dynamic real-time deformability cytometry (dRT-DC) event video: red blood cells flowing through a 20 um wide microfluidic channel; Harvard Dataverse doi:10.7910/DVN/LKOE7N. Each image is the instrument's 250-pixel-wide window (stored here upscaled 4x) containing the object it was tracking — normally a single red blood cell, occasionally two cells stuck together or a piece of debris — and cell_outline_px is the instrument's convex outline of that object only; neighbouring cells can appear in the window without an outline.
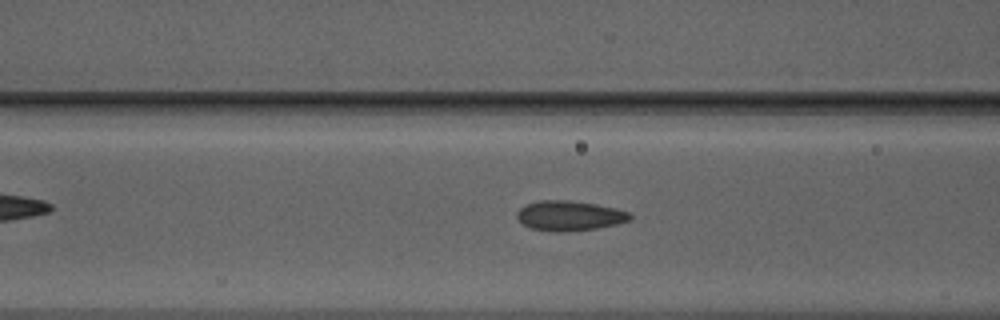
{"species": "Egyptian fruit bat (a non-hibernating species)", "species_latin": "Rousettus aegyptiacus", "temperature_condition": "warm", "stored_images_in_passage": 40, "camera_frame_rate_fps": 3000, "um_per_image_px": 0.085, "animal": {"sex": "male"}, "frame": {"image": 1, "passage_image": 20, "time_ms": 6.333, "image_size_px": [1000, 320], "cell_outline_px": [[632, 216], [628, 220], [616, 224], [596, 228], [560, 232], [556, 232], [532, 228], [524, 224], [516, 216], [516, 212], [520, 208], [528, 204], [540, 200], [568, 200], [596, 204], [616, 208], [628, 212]], "centroid_in_image_um": [48.39, 18.33], "position_along_channel_um": 118.2, "area_um2": 19.42}}
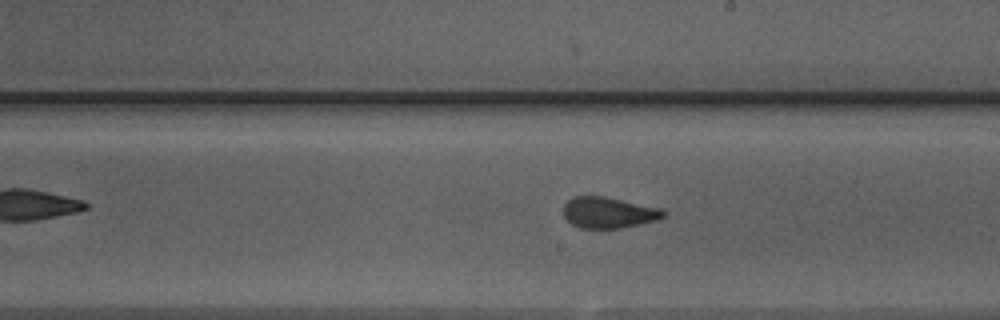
{"frame": {"image": 2, "passage_image": 29, "time_ms": 9.333, "image_size_px": [1000, 320], "cell_outline_px": [[664, 216], [656, 220], [620, 228], [580, 228], [572, 224], [564, 216], [564, 204], [572, 196], [604, 196], [660, 208], [664, 212]], "centroid_in_image_um": [51.68, 18.06], "position_along_channel_um": 237.3, "area_um2": 17.86}}
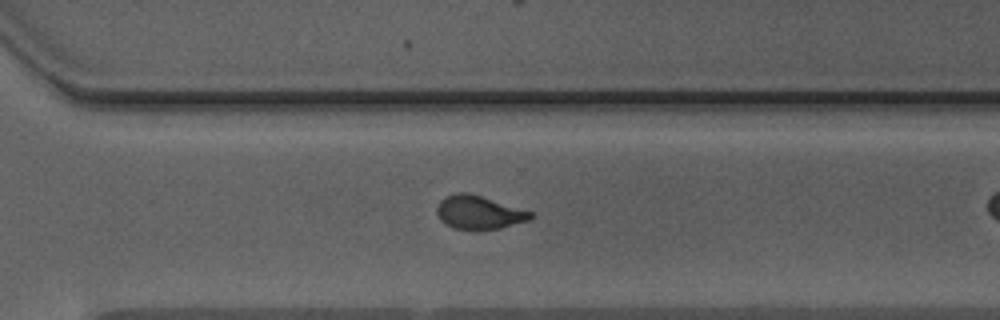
{"frame": {"image": 3, "passage_image": 36, "time_ms": 11.667, "image_size_px": [1000, 320], "cell_outline_px": [[536, 216], [528, 220], [500, 228], [472, 232], [452, 228], [444, 224], [440, 220], [436, 212], [436, 208], [440, 200], [444, 196], [456, 192], [468, 192], [532, 212]], "centroid_in_image_um": [40.65, 18.08], "position_along_channel_um": 330.0, "area_um2": 18.73}}